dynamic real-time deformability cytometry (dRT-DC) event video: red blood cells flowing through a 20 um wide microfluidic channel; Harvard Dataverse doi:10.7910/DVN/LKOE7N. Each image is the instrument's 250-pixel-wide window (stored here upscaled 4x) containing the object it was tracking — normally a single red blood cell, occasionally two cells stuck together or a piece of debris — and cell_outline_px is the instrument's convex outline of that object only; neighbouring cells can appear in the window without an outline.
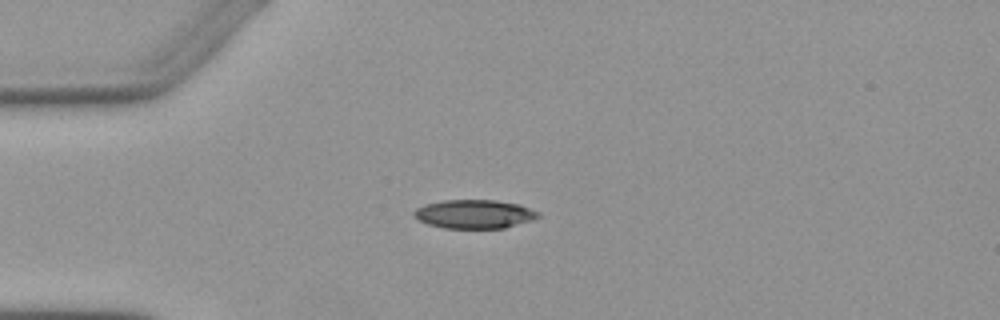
{"species": "Egyptian fruit bat (a non-hibernating species)", "species_latin": "Rousettus aegyptiacus", "temperature_condition": "warm", "stored_images_in_passage": 3, "camera_frame_rate_fps": 3000, "um_per_image_px": 0.085, "animal": {"sex": "female"}, "frame": {"image": 1, "passage_image": 1, "time_ms": 0.0, "image_size_px": [1000, 320], "cell_outline_px": [[540, 216], [536, 220], [504, 228], [444, 228], [428, 224], [412, 216], [412, 212], [416, 208], [424, 204], [444, 200], [496, 200], [520, 204], [540, 212]], "centroid_in_image_um": [40.35, 18.19], "position_along_channel_um": 44.6, "area_um2": 21.1}}